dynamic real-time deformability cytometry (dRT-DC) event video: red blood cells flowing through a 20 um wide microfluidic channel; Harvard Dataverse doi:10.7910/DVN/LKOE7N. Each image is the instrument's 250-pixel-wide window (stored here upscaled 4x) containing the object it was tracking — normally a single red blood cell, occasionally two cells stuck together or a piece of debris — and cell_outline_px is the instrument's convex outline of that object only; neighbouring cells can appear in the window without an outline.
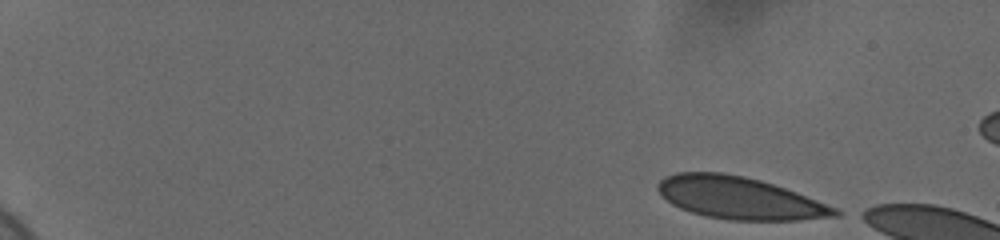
{"species": "human", "species_latin": "Homo sapiens", "temperature_condition": "cold", "stored_images_in_passage": 51, "camera_frame_rate_fps": 3000, "um_per_image_px": 0.085, "donor": {"sex": "female"}, "frame": {"image": 1, "passage_image": 1, "time_ms": 0.0, "image_size_px": [1000, 240], "cell_outline_px": [[844, 212], [840, 216], [796, 220], [728, 220], [704, 216], [680, 208], [672, 204], [660, 196], [656, 188], [656, 184], [664, 176], [676, 172], [724, 172], [744, 176], [760, 180], [796, 192], [836, 208]], "centroid_in_image_um": [62.8, 16.82], "position_along_channel_um": 22.2, "area_um2": 43.75}}
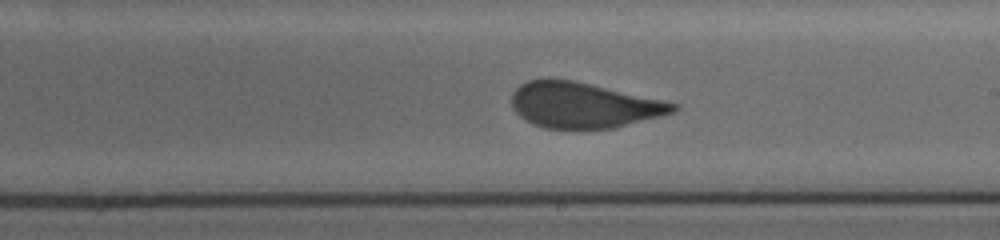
{"frame": {"image": 2, "passage_image": 31, "time_ms": 10.0, "image_size_px": [1000, 240], "cell_outline_px": [[680, 108], [672, 112], [660, 116], [612, 128], [544, 128], [524, 120], [512, 108], [512, 92], [520, 84], [528, 80], [576, 80], [664, 100], [680, 104]], "centroid_in_image_um": [49.61, 8.93], "position_along_channel_um": 239.4, "area_um2": 42.66}}
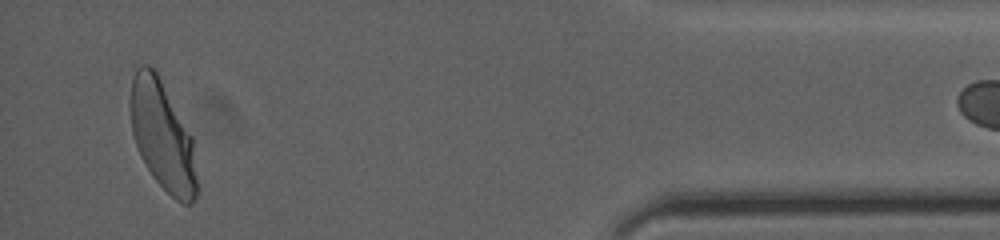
{"frame": {"image": 3, "passage_image": 50, "time_ms": 16.333, "image_size_px": [1000, 240], "cell_outline_px": [[200, 188], [192, 204], [184, 204], [176, 200], [152, 176], [136, 144], [132, 132], [128, 104], [132, 80], [136, 68], [140, 64], [148, 64], [156, 68], [192, 136]], "centroid_in_image_um": [13.83, 11.51], "position_along_channel_um": 421.4, "area_um2": 43.18}}